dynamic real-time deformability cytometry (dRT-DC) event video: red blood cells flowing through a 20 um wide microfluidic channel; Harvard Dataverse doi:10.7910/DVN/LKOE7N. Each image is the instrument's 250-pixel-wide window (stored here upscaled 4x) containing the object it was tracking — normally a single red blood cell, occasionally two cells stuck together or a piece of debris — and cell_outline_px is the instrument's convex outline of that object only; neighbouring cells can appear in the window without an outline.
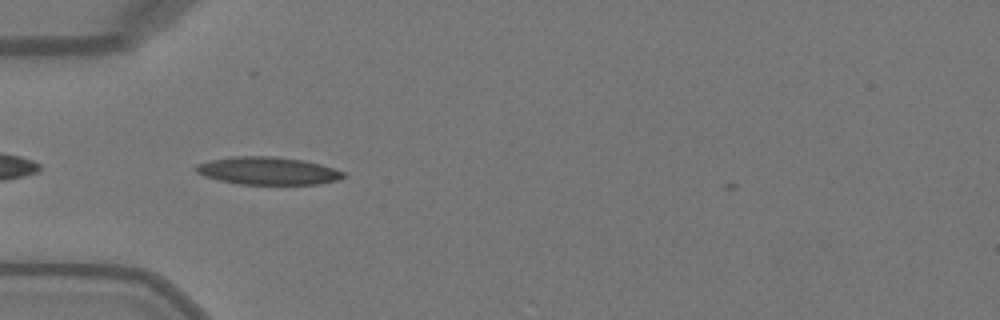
{"species": "Egyptian fruit bat (a non-hibernating species)", "species_latin": "Rousettus aegyptiacus", "temperature_condition": "warm", "stored_images_in_passage": 10, "camera_frame_rate_fps": 3000, "um_per_image_px": 0.085, "animal": {"sex": "female"}, "frame": {"image": 1, "passage_image": 2, "time_ms": 0.333, "image_size_px": [1000, 320], "cell_outline_px": [[344, 176], [340, 180], [320, 184], [240, 184], [220, 180], [204, 176], [196, 172], [196, 164], [212, 160], [232, 156], [276, 156], [304, 160], [320, 164], [344, 172]], "centroid_in_image_um": [22.78, 14.51], "position_along_channel_um": 62.2, "area_um2": 23.76}}
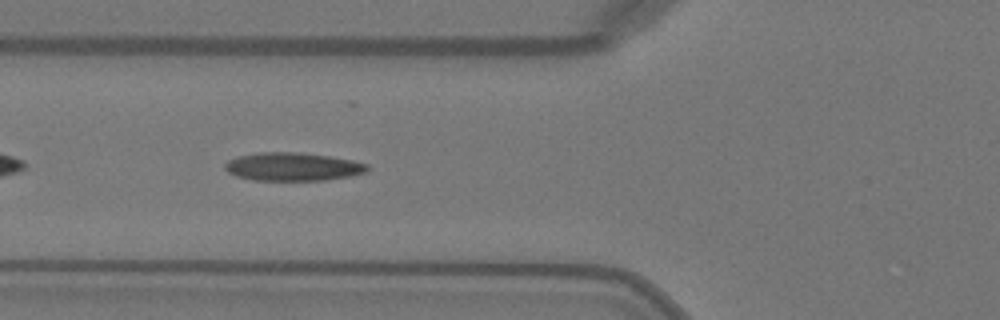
{"frame": {"image": 2, "passage_image": 5, "time_ms": 1.333, "image_size_px": [1000, 320], "cell_outline_px": [[368, 172], [352, 176], [324, 180], [252, 180], [236, 176], [228, 172], [224, 168], [224, 164], [228, 160], [236, 156], [256, 152], [300, 152], [328, 156], [352, 160], [368, 164]], "centroid_in_image_um": [24.87, 14.16], "position_along_channel_um": 100.9, "area_um2": 23.64}}
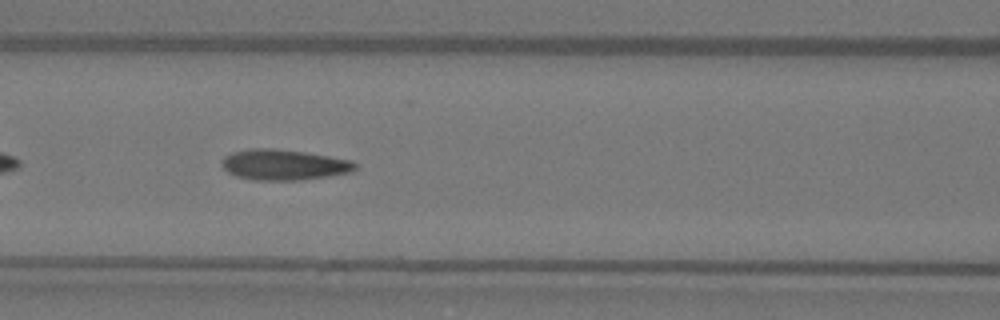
{"frame": {"image": 3, "passage_image": 8, "time_ms": 2.333, "image_size_px": [1000, 320], "cell_outline_px": [[356, 168], [352, 172], [328, 176], [296, 180], [252, 180], [236, 176], [228, 172], [224, 168], [224, 156], [232, 152], [252, 148], [272, 148], [304, 152], [352, 160], [356, 164]], "centroid_in_image_um": [24.14, 14.0], "position_along_channel_um": 142.5, "area_um2": 23.58}}